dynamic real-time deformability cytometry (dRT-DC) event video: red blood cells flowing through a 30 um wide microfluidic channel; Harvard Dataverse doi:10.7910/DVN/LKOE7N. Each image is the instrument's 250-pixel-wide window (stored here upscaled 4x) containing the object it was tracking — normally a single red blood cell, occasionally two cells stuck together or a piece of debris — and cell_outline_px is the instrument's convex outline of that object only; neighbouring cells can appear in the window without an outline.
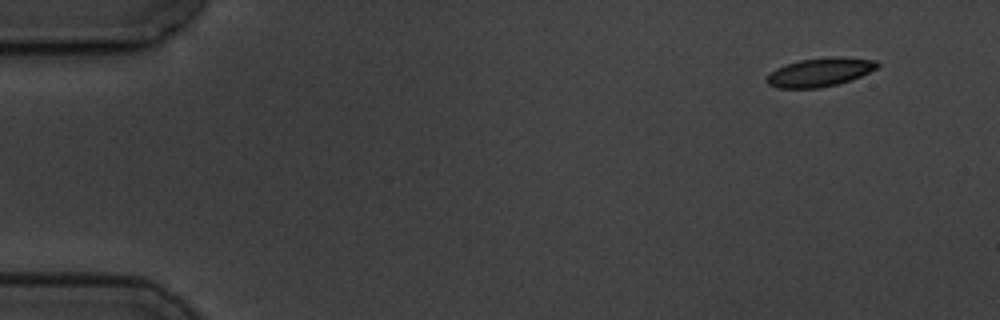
{"species": "common noctule bat (a hibernating species)", "species_latin": "Nyctalus noctula", "temperature_condition": "cold", "stored_images_in_passage": 7, "camera_frame_rate_fps": 3000, "um_per_image_px": 0.085, "animal": {"sex": "male", "body_mass_g": 19.5, "forearm_length_mm": 54.6}, "frame": {"image": 1, "passage_image": 1, "time_ms": 0.0, "image_size_px": [1000, 320], "cell_outline_px": [[880, 64], [876, 68], [860, 76], [836, 84], [820, 88], [776, 88], [768, 84], [764, 80], [776, 68], [800, 60], [832, 56], [844, 56], [876, 60]], "centroid_in_image_um": [69.69, 6.13], "position_along_channel_um": 15.3, "area_um2": 18.38}}
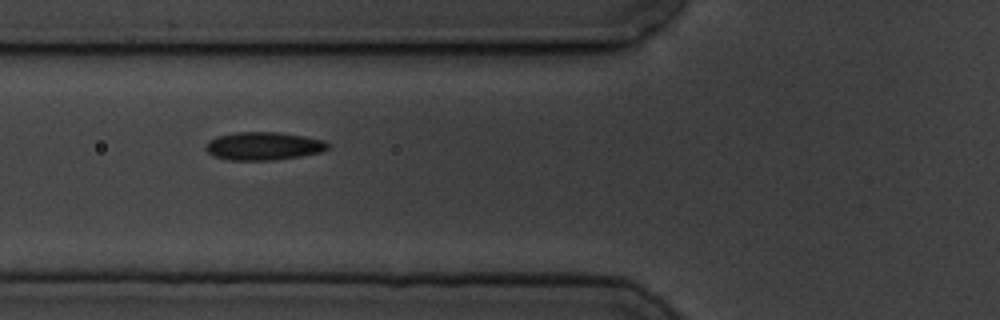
{"frame": {"image": 2, "passage_image": 6, "time_ms": 5.667, "image_size_px": [1000, 320], "cell_outline_px": [[328, 148], [324, 152], [276, 160], [228, 160], [212, 156], [204, 148], [204, 144], [208, 140], [216, 136], [236, 132], [280, 132], [304, 136], [324, 140], [328, 144]], "centroid_in_image_um": [22.36, 12.41], "position_along_channel_um": 103.4, "area_um2": 20.29}}
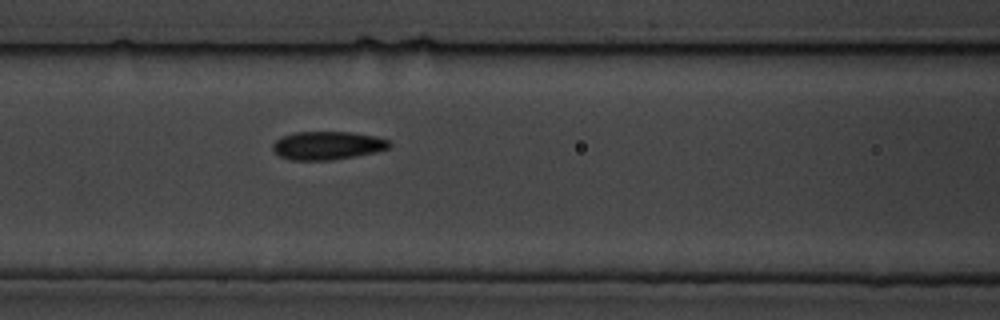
{"frame": {"image": 3, "passage_image": 7, "time_ms": 6.667, "image_size_px": [1000, 320], "cell_outline_px": [[392, 144], [388, 148], [376, 152], [356, 156], [332, 160], [288, 160], [280, 156], [272, 148], [272, 144], [280, 136], [292, 132], [348, 132], [376, 136], [388, 140]], "centroid_in_image_um": [27.81, 12.36], "position_along_channel_um": 138.8, "area_um2": 19.36}}